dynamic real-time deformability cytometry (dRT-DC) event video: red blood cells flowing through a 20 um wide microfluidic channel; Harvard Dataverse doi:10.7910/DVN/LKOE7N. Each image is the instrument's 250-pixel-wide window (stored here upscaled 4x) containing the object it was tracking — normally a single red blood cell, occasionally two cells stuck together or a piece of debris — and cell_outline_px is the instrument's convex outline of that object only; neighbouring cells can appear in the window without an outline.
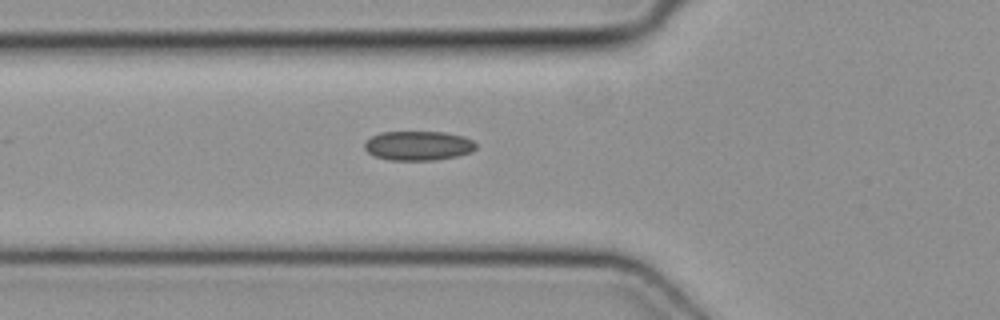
{"species": "common noctule bat (a hibernating species)", "species_latin": "Nyctalus noctula", "temperature_condition": "cold", "stored_images_in_passage": 23, "camera_frame_rate_fps": 3000, "um_per_image_px": 0.085, "animal": {"sex": "female", "body_mass_g": 19.3, "forearm_length_mm": 54.1}, "frame": {"image": 1, "passage_image": 4, "time_ms": 1.0, "image_size_px": [1000, 320], "cell_outline_px": [[476, 148], [472, 152], [456, 156], [436, 160], [388, 160], [376, 156], [368, 152], [364, 148], [364, 144], [372, 136], [380, 132], [444, 132], [464, 136], [472, 140], [476, 144]], "centroid_in_image_um": [35.57, 12.38], "position_along_channel_um": 90.2, "area_um2": 19.07}}
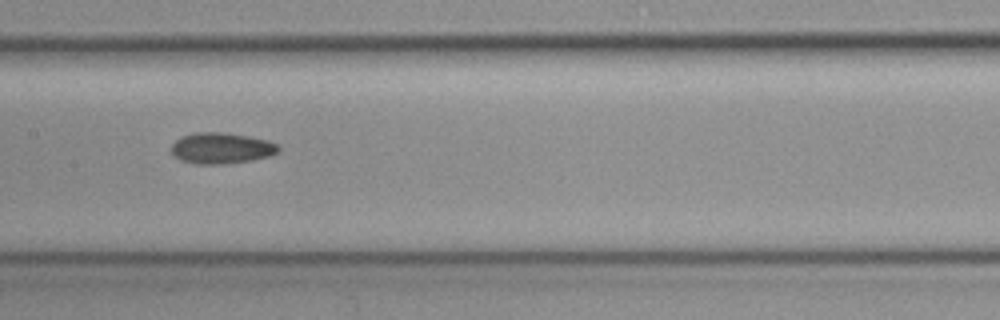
{"frame": {"image": 2, "passage_image": 11, "time_ms": 3.333, "image_size_px": [1000, 320], "cell_outline_px": [[280, 152], [268, 156], [252, 160], [220, 164], [196, 164], [180, 160], [172, 152], [172, 144], [180, 136], [196, 132], [224, 132], [268, 140], [276, 144], [280, 148]], "centroid_in_image_um": [18.81, 12.59], "position_along_channel_um": 188.6, "area_um2": 19.31}}
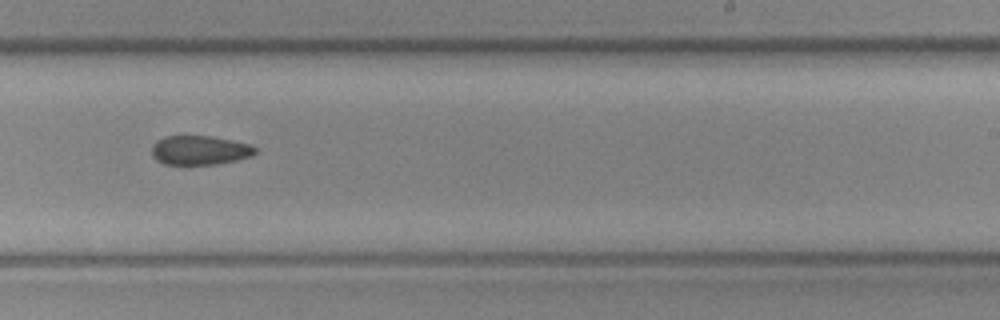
{"frame": {"image": 3, "passage_image": 17, "time_ms": 5.333, "image_size_px": [1000, 320], "cell_outline_px": [[256, 152], [252, 156], [236, 160], [216, 164], [164, 164], [156, 160], [152, 156], [152, 144], [156, 140], [164, 136], [212, 136], [252, 144], [256, 148]], "centroid_in_image_um": [16.97, 12.76], "position_along_channel_um": 272.0, "area_um2": 17.74}}